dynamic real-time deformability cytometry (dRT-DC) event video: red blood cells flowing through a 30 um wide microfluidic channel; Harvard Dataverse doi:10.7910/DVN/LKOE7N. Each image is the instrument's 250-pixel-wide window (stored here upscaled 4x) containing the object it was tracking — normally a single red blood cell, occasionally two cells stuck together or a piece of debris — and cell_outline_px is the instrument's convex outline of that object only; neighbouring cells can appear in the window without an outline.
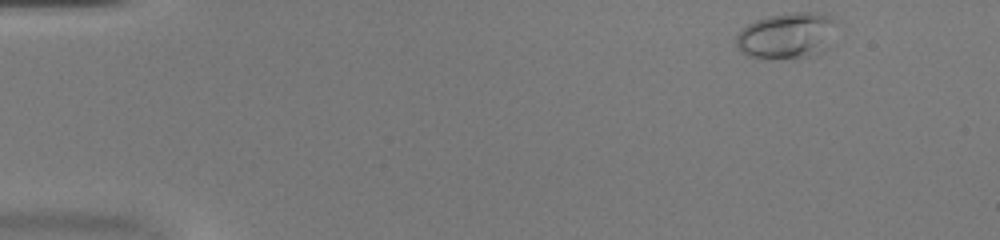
{"species": "common noctule bat (a hibernating species)", "species_latin": "Nyctalus noctula", "temperature_condition": "warm", "stored_images_in_passage": 47, "camera_frame_rate_fps": 3000, "um_per_image_px": 0.085, "animal": {"sex": "female", "body_mass_g": 20.0, "forearm_length_mm": 54.0}, "frame": {"image": 1, "passage_image": 1, "time_ms": 0.0, "image_size_px": [1000, 240], "cell_outline_px": [[832, 20], [820, 52], [808, 56], [748, 56], [736, 44], [736, 36], [748, 24], [756, 20], [768, 16], [796, 12], [824, 12]], "centroid_in_image_um": [66.75, 2.97], "position_along_channel_um": 18.3, "area_um2": 24.8}}
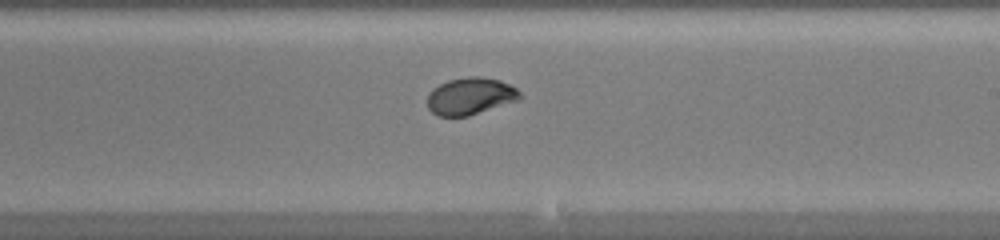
{"frame": {"image": 2, "passage_image": 27, "time_ms": 8.667, "image_size_px": [1000, 240], "cell_outline_px": [[524, 96], [516, 100], [468, 116], [436, 116], [428, 108], [428, 92], [432, 88], [448, 80], [468, 76], [480, 76], [500, 80], [516, 88]], "centroid_in_image_um": [39.95, 8.16], "position_along_channel_um": 249.0, "area_um2": 19.94}}
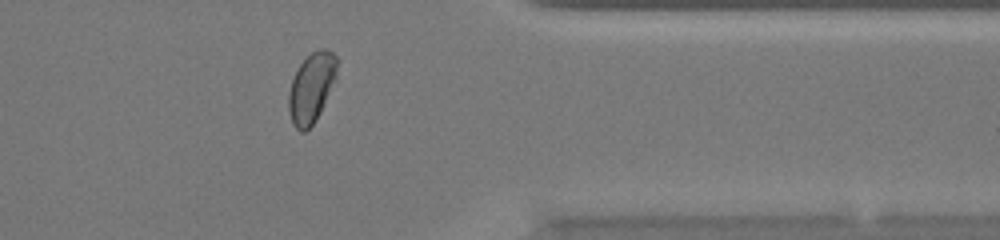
{"frame": {"image": 3, "passage_image": 38, "time_ms": 12.333, "image_size_px": [1000, 240], "cell_outline_px": [[340, 60], [336, 76], [320, 112], [312, 124], [304, 132], [300, 132], [292, 124], [288, 112], [288, 92], [292, 80], [300, 64], [312, 52], [320, 48], [324, 48], [332, 52]], "centroid_in_image_um": [26.47, 7.44], "position_along_channel_um": 384.9, "area_um2": 19.59}, "authors_computed_cell_mechanics": {"area_um2": 20.1722, "velocity_mm_per_s": 3.9921, "shape_relaxation_time_tau1_ms": 3.2225, "shape_relaxation_time_tau2_ms": 0.9386, "deformation_change_tau1": 0.1441, "deformation_change_tau2": 0.0459}}